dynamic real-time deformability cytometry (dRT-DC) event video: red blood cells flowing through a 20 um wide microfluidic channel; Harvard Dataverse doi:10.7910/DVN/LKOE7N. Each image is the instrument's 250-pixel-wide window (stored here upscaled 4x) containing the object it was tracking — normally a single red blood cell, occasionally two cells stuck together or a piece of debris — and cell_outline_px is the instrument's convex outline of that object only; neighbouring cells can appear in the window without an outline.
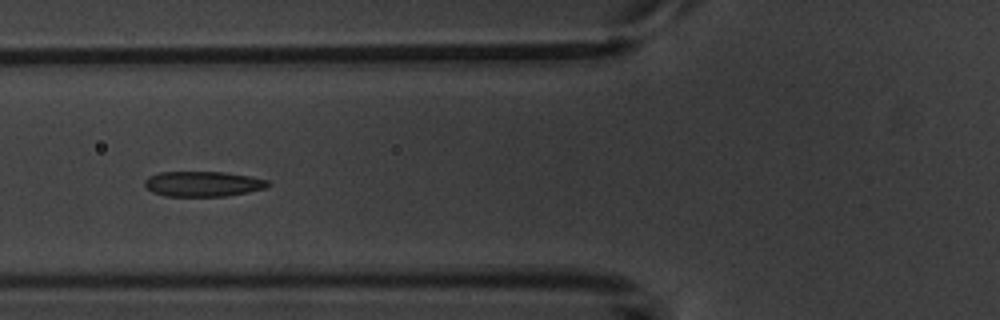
{"species": "common noctule bat (a hibernating species)", "species_latin": "Nyctalus noctula", "temperature_condition": "warm", "stored_images_in_passage": 7, "camera_frame_rate_fps": 3000, "um_per_image_px": 0.085, "animal": {"sex": "male", "body_mass_g": 20.1, "forearm_length_mm": 53.5}, "frame": {"image": 1, "passage_image": 6, "time_ms": 5.667, "image_size_px": [1000, 320], "cell_outline_px": [[272, 184], [268, 188], [248, 192], [224, 196], [164, 196], [152, 192], [144, 184], [144, 180], [148, 176], [160, 172], [224, 172], [248, 176], [268, 180]], "centroid_in_image_um": [17.26, 15.63], "position_along_channel_um": 108.5, "area_um2": 18.21}}
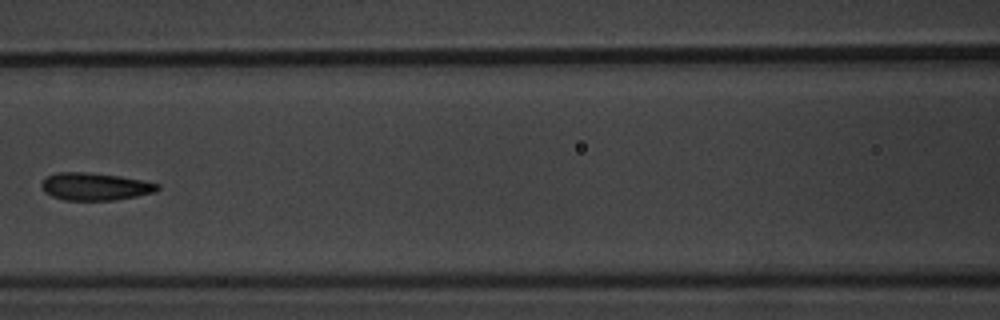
{"frame": {"image": 2, "passage_image": 7, "time_ms": 7.0, "image_size_px": [1000, 320], "cell_outline_px": [[160, 188], [156, 192], [116, 200], [64, 200], [52, 196], [44, 192], [40, 184], [48, 176], [56, 172], [88, 172], [120, 176], [160, 184]], "centroid_in_image_um": [8.08, 15.85], "position_along_channel_um": 158.5, "area_um2": 18.61}}